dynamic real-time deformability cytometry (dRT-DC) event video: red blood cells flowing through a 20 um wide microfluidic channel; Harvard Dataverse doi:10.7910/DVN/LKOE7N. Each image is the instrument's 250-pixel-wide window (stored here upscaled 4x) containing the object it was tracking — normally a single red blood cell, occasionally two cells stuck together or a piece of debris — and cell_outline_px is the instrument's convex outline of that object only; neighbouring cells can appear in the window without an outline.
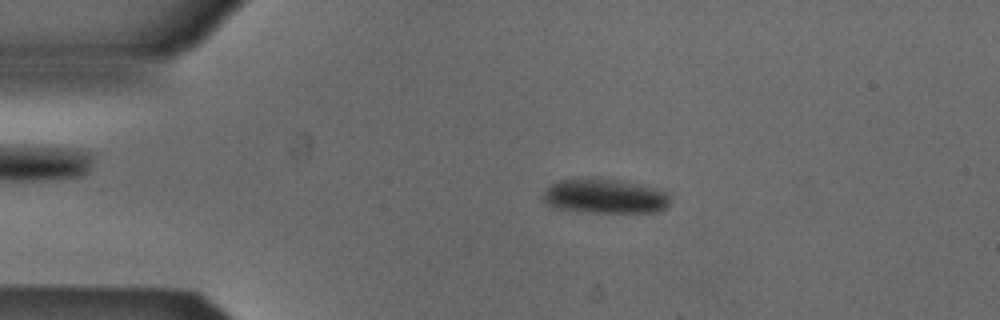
{"species": "Egyptian fruit bat (a non-hibernating species)", "species_latin": "Rousettus aegyptiacus", "temperature_condition": "cold", "stored_images_in_passage": 44, "camera_frame_rate_fps": 3000, "um_per_image_px": 0.085, "animal": {"sex": "male"}, "frame": {"image": 1, "passage_image": 2, "time_ms": 0.333, "image_size_px": [1000, 320], "cell_outline_px": [[668, 204], [660, 212], [580, 212], [556, 208], [548, 204], [544, 200], [544, 192], [552, 184], [560, 180], [616, 180], [640, 184], [656, 188], [664, 192], [668, 196]], "centroid_in_image_um": [51.43, 16.71], "position_along_channel_um": 33.6, "area_um2": 24.85}}
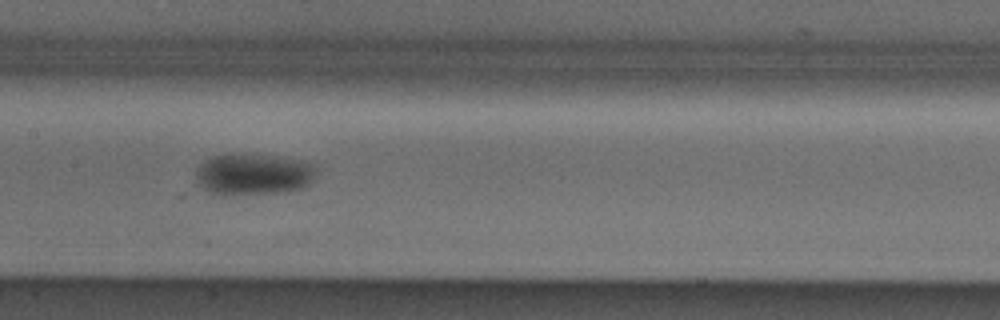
{"frame": {"image": 2, "passage_image": 17, "time_ms": 5.333, "image_size_px": [1000, 320], "cell_outline_px": [[316, 176], [304, 188], [276, 192], [224, 196], [220, 196], [208, 192], [196, 184], [196, 168], [204, 160], [212, 156], [236, 152], [276, 156], [300, 160], [316, 164]], "centroid_in_image_um": [21.49, 14.8], "position_along_channel_um": 185.9, "area_um2": 29.94}}
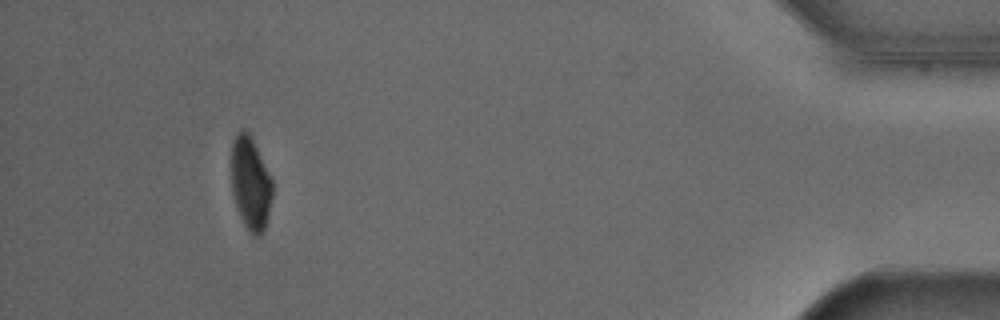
{"frame": {"image": 3, "passage_image": 40, "time_ms": 13.0, "image_size_px": [1000, 320], "cell_outline_px": [[272, 196], [268, 216], [264, 228], [260, 236], [256, 236], [244, 224], [240, 216], [232, 192], [228, 164], [232, 140], [236, 132], [244, 128], [248, 132], [272, 180]], "centroid_in_image_um": [21.23, 15.51], "position_along_channel_um": 414.0, "area_um2": 22.48}, "authors_computed_cell_mechanics": {"area_um2": 27.3683, "velocity_mm_per_s": 3.8747, "shape_relaxation_time_tau1_ms": 3.9914, "shape_relaxation_time_tau2_ms": null, "deformation_change_tau1": 0.0842, "deformation_change_tau2": null}}